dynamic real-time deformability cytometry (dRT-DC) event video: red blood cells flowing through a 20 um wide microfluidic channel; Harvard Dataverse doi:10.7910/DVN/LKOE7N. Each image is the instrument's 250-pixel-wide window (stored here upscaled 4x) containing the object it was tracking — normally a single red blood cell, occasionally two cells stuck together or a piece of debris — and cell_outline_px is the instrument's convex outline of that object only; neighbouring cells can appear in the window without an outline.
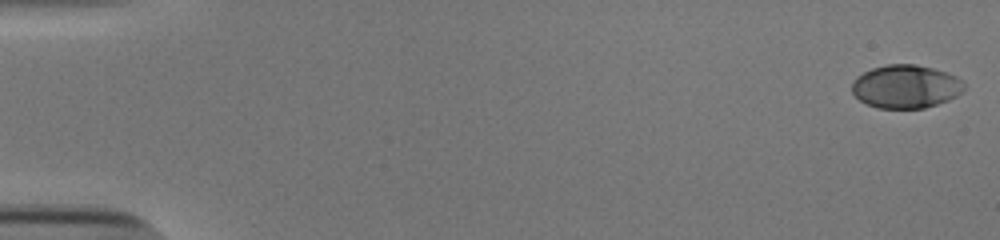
{"species": "human", "species_latin": "Homo sapiens", "temperature_condition": "cold", "stored_images_in_passage": 50, "camera_frame_rate_fps": 3000, "um_per_image_px": 0.085, "donor": {"sex": "male"}, "frame": {"image": 1, "passage_image": 1, "time_ms": 0.0, "image_size_px": [1000, 240], "cell_outline_px": [[964, 88], [956, 96], [948, 100], [924, 108], [880, 108], [868, 104], [860, 100], [852, 92], [852, 80], [856, 76], [872, 68], [888, 64], [916, 64], [948, 72], [964, 80]], "centroid_in_image_um": [76.99, 7.34], "position_along_channel_um": 8.0, "area_um2": 28.32}}
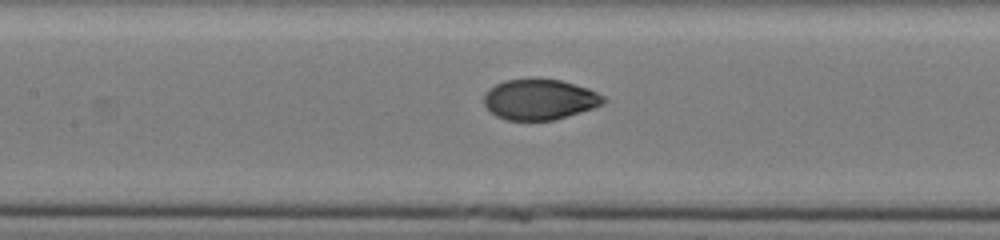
{"frame": {"image": 2, "passage_image": 26, "time_ms": 8.333, "image_size_px": [1000, 240], "cell_outline_px": [[608, 100], [604, 104], [580, 112], [552, 120], [508, 120], [496, 116], [484, 104], [484, 92], [488, 88], [504, 80], [560, 80], [588, 88], [604, 96]], "centroid_in_image_um": [45.87, 8.46], "position_along_channel_um": 161.5, "area_um2": 27.92}}
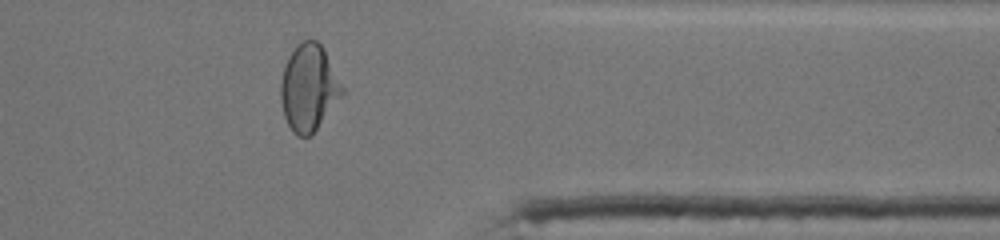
{"frame": {"image": 3, "passage_image": 44, "time_ms": 14.333, "image_size_px": [1000, 240], "cell_outline_px": [[344, 92], [312, 136], [296, 136], [292, 132], [284, 116], [280, 100], [280, 84], [284, 64], [288, 56], [296, 44], [304, 40], [316, 40], [324, 48], [344, 88]], "centroid_in_image_um": [26.23, 7.46], "position_along_channel_um": 385.2, "area_um2": 31.21}}